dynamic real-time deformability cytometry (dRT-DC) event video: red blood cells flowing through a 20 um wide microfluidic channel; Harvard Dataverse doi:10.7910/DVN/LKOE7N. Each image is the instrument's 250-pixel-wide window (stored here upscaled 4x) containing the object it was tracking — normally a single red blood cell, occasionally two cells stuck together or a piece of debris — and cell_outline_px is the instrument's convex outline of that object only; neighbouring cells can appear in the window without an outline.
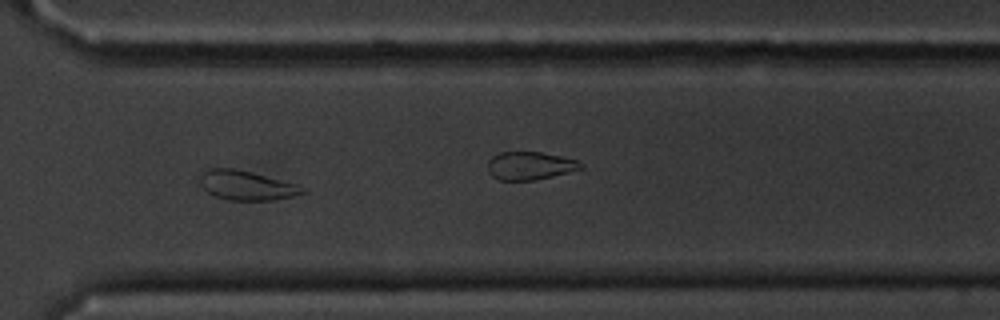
{"species": "common noctule bat (a hibernating species)", "species_latin": "Nyctalus noctula", "temperature_condition": "cold", "stored_images_in_passage": 56, "camera_frame_rate_fps": 3000, "um_per_image_px": 0.085, "animal": {"sex": "male", "body_mass_g": 20.1, "forearm_length_mm": 53.5}, "frame": {"image": 1, "passage_image": 40, "time_ms": 13.0, "image_size_px": [1000, 320], "cell_outline_px": [[308, 192], [292, 196], [272, 200], [228, 200], [216, 196], [208, 192], [200, 184], [200, 176], [208, 168], [232, 168], [296, 184], [308, 188]], "centroid_in_image_um": [20.97, 15.77], "position_along_channel_um": 349.6, "area_um2": 17.28}}
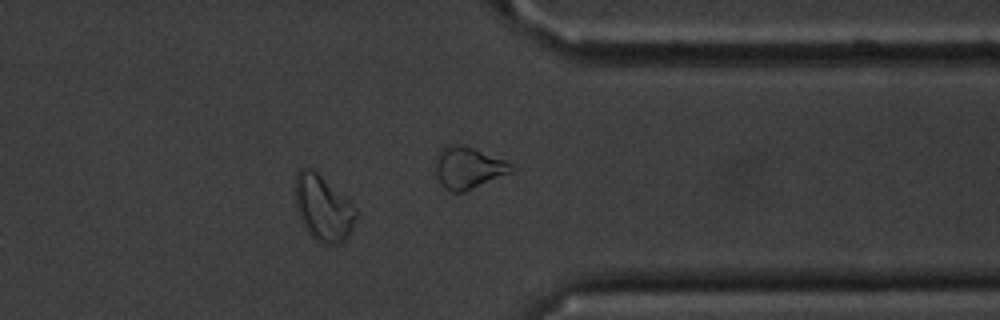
{"frame": {"image": 2, "passage_image": 44, "time_ms": 14.333, "image_size_px": [1000, 320], "cell_outline_px": [[356, 216], [352, 228], [348, 236], [340, 244], [320, 244], [308, 232], [300, 220], [296, 208], [296, 172], [300, 168], [308, 168], [316, 172], [356, 208]], "centroid_in_image_um": [27.45, 17.73], "position_along_channel_um": 384.0, "area_um2": 22.77}}
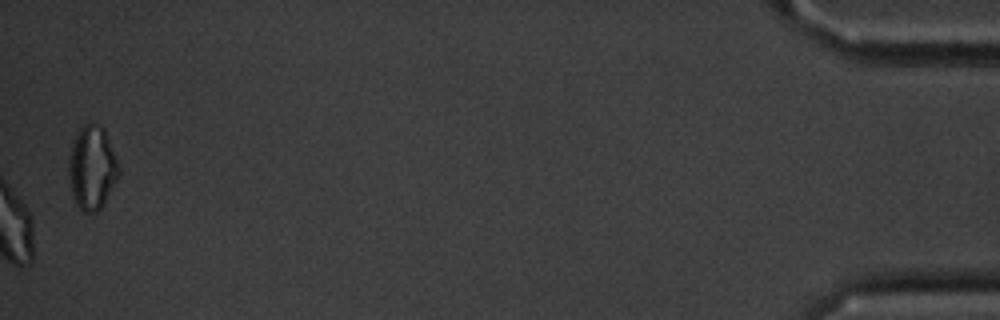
{"frame": {"image": 3, "passage_image": 56, "time_ms": 18.333, "image_size_px": [1000, 320], "cell_outline_px": [[120, 176], [104, 204], [96, 212], [80, 212], [72, 196], [68, 176], [68, 156], [76, 132], [84, 124], [96, 124], [104, 128], [120, 168]], "centroid_in_image_um": [7.81, 14.29], "position_along_channel_um": 427.4, "area_um2": 24.8}, "authors_computed_cell_mechanics": {"area_um2": 18.7272, "velocity_mm_per_s": 3.5638, "shape_relaxation_time_tau1_ms": 4.0391, "shape_relaxation_time_tau2_ms": null, "deformation_change_tau1": 0.1051, "deformation_change_tau2": null}}